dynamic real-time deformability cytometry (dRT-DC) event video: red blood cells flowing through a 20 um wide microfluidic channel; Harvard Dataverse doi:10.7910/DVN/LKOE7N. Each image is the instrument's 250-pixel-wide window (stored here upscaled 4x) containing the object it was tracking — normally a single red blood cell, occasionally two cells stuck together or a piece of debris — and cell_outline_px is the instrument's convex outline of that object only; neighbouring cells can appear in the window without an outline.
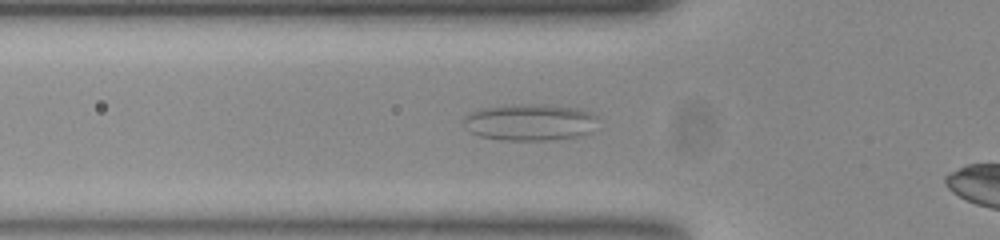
{"species": "common noctule bat (a hibernating species)", "species_latin": "Nyctalus noctula", "temperature_condition": "room temperature", "stored_images_in_passage": 46, "segment_of_instrument_passage": [1, 2], "camera_frame_rate_fps": 3000, "um_per_image_px": 0.085, "animal": {"sex": "female", "body_mass_g": 23.0, "forearm_length_mm": 53.4}, "frame": {"image": 1, "passage_image": 19, "time_ms": 6.0, "image_size_px": [1000, 240], "cell_outline_px": [[596, 116], [588, 132], [572, 136], [548, 140], [504, 140], [480, 136], [472, 132], [464, 124], [464, 120], [472, 112], [488, 108], [512, 104], [548, 104], [580, 108]], "centroid_in_image_um": [45.02, 10.37], "position_along_channel_um": 80.8, "area_um2": 27.86}}
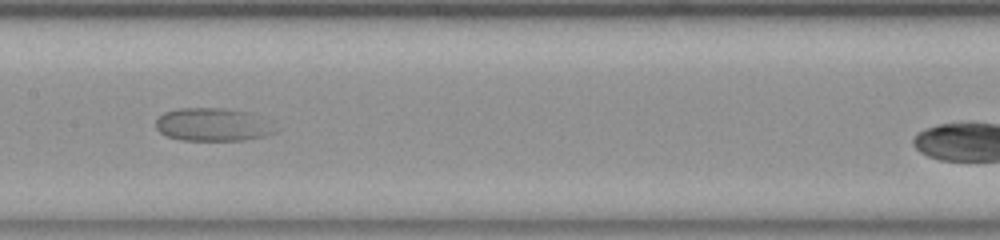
{"frame": {"image": 2, "passage_image": 28, "time_ms": 9.0, "image_size_px": [1000, 240], "cell_outline_px": [[272, 132], [264, 136], [244, 140], [180, 140], [168, 136], [160, 132], [156, 128], [156, 120], [164, 112], [180, 108], [224, 108], [248, 112]], "centroid_in_image_um": [17.87, 10.59], "position_along_channel_um": 189.5, "area_um2": 21.91}}
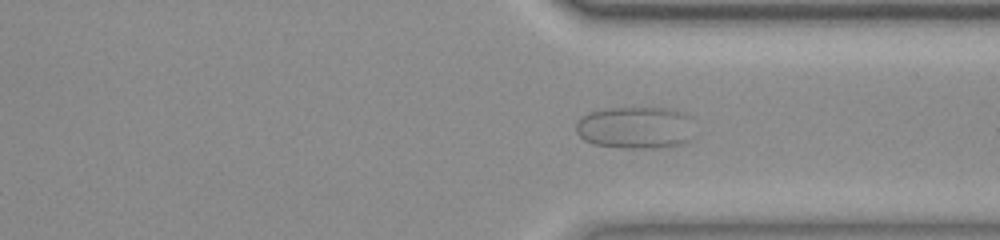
{"frame": {"image": 3, "passage_image": 42, "time_ms": 13.667, "image_size_px": [1000, 240], "cell_outline_px": [[688, 140], [680, 144], [668, 148], [620, 148], [592, 144], [584, 140], [576, 132], [576, 124], [584, 116], [592, 112], [608, 108], [664, 108], [676, 112], [684, 116]], "centroid_in_image_um": [53.85, 10.89], "position_along_channel_um": 357.5, "area_um2": 28.03}}